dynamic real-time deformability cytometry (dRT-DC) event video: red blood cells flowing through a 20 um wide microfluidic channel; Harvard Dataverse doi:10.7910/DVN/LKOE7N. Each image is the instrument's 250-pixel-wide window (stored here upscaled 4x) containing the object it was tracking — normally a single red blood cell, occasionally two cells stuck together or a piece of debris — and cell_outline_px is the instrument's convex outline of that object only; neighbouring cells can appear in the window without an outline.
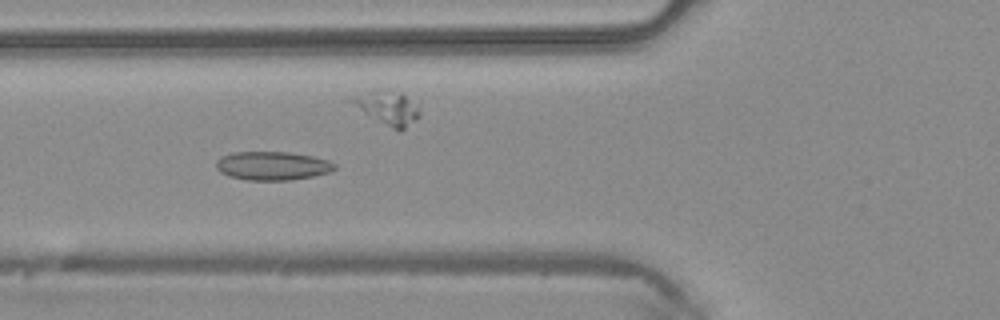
{"species": "common noctule bat (a hibernating species)", "species_latin": "Nyctalus noctula", "temperature_condition": "warm", "stored_images_in_passage": 48, "camera_frame_rate_fps": 3000, "um_per_image_px": 0.085, "animal": {"sex": "male", "body_mass_g": 20.4}, "frame": {"image": 1, "passage_image": 17, "time_ms": 5.333, "image_size_px": [1000, 320], "cell_outline_px": [[336, 168], [328, 172], [312, 176], [292, 180], [248, 180], [228, 176], [220, 172], [216, 168], [216, 160], [232, 152], [288, 152], [312, 156], [328, 160], [336, 164]], "centroid_in_image_um": [23.14, 14.09], "position_along_channel_um": 102.7, "area_um2": 19.71}}
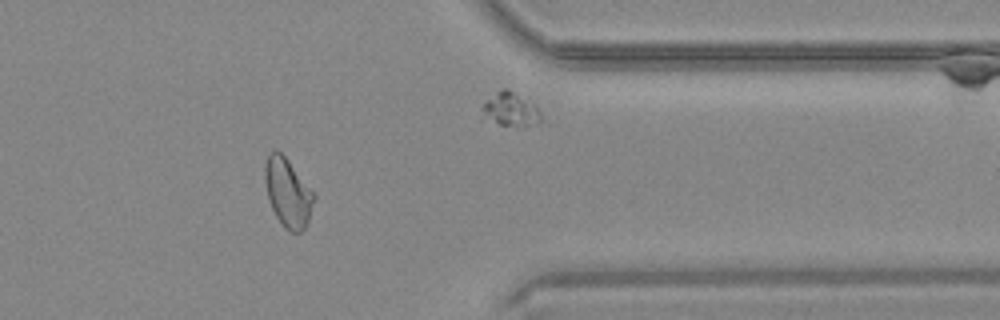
{"frame": {"image": 2, "passage_image": 38, "time_ms": 12.333, "image_size_px": [1000, 320], "cell_outline_px": [[316, 196], [308, 224], [300, 232], [288, 232], [284, 228], [276, 216], [268, 200], [264, 180], [264, 168], [268, 156], [272, 148], [276, 148], [288, 160], [316, 192]], "centroid_in_image_um": [24.49, 16.37], "position_along_channel_um": 386.9, "area_um2": 20.11}}
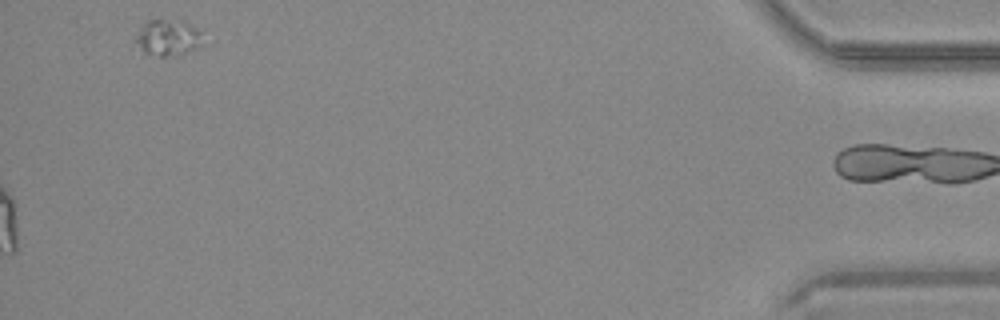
{"frame": {"image": 3, "passage_image": 48, "time_ms": 15.667, "image_size_px": [1000, 320], "cell_outline_px": [[200, 32], [196, 44], [192, 48], [180, 56], [144, 56], [136, 40], [136, 36], [144, 24], [148, 20], [184, 20], [192, 24]], "centroid_in_image_um": [14.19, 3.21], "position_along_channel_um": 421.0, "area_um2": 13.81}}